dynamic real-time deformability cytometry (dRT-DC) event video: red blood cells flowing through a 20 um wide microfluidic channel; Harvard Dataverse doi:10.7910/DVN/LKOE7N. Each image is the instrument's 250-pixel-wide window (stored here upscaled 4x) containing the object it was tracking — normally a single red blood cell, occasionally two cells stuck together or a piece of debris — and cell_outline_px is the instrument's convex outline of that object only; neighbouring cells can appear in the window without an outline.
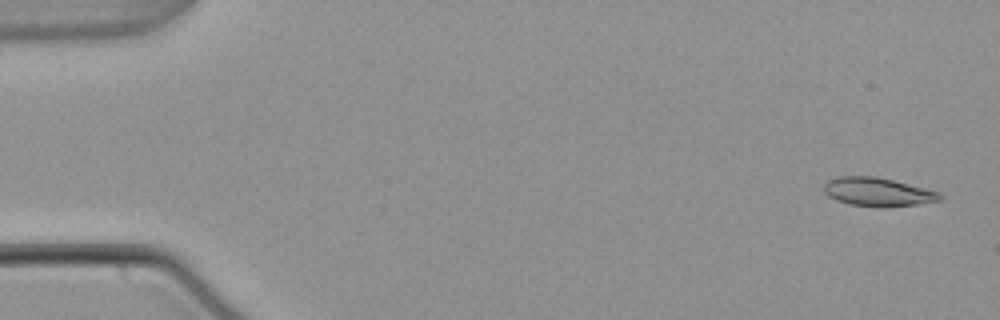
{"species": "common noctule bat (a hibernating species)", "species_latin": "Nyctalus noctula", "temperature_condition": "warm", "stored_images_in_passage": 54, "camera_frame_rate_fps": 3000, "um_per_image_px": 0.085, "animal": {"sex": "male", "body_mass_g": 21.5, "forearm_length_mm": 52.0}, "frame": {"image": 1, "passage_image": 2, "time_ms": 0.333, "image_size_px": [1000, 320], "cell_outline_px": [[944, 200], [916, 204], [884, 208], [852, 204], [836, 200], [828, 196], [824, 192], [824, 184], [828, 180], [840, 176], [876, 176], [924, 188], [936, 192], [944, 196]], "centroid_in_image_um": [74.61, 16.32], "position_along_channel_um": 10.4, "area_um2": 19.25}}
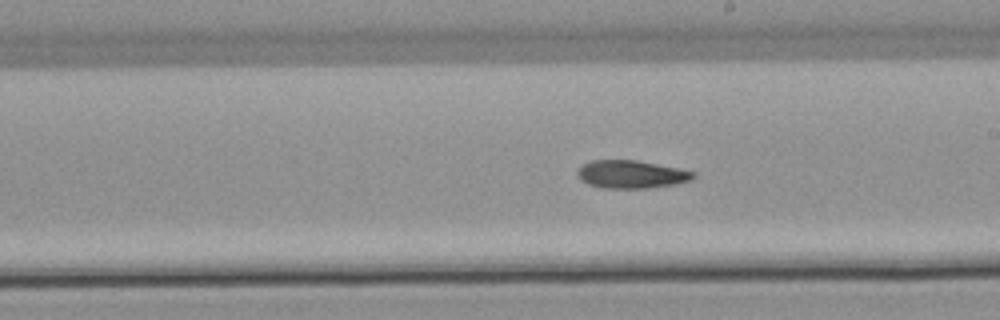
{"frame": {"image": 2, "passage_image": 31, "time_ms": 10.0, "image_size_px": [1000, 320], "cell_outline_px": [[696, 176], [692, 180], [676, 184], [648, 188], [604, 188], [588, 184], [580, 180], [576, 172], [584, 164], [592, 160], [636, 160], [680, 168], [696, 172]], "centroid_in_image_um": [53.7, 14.82], "position_along_channel_um": 235.3, "area_um2": 18.96}}
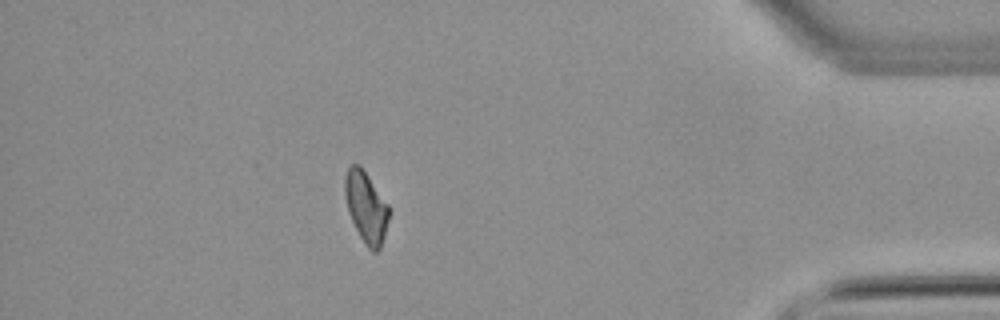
{"frame": {"image": 3, "passage_image": 48, "time_ms": 15.667, "image_size_px": [1000, 320], "cell_outline_px": [[392, 212], [380, 248], [376, 252], [372, 252], [368, 248], [360, 236], [348, 212], [344, 196], [344, 180], [348, 168], [352, 164], [360, 164], [388, 204]], "centroid_in_image_um": [31.13, 17.6], "position_along_channel_um": 404.1, "area_um2": 18.44}, "authors_computed_cell_mechanics": {"area_um2": 18.9873, "velocity_mm_per_s": 3.7709, "shape_relaxation_time_tau1_ms": null, "shape_relaxation_time_tau2_ms": 10.6738, "deformation_change_tau1": null, "deformation_change_tau2": 0.1978}}